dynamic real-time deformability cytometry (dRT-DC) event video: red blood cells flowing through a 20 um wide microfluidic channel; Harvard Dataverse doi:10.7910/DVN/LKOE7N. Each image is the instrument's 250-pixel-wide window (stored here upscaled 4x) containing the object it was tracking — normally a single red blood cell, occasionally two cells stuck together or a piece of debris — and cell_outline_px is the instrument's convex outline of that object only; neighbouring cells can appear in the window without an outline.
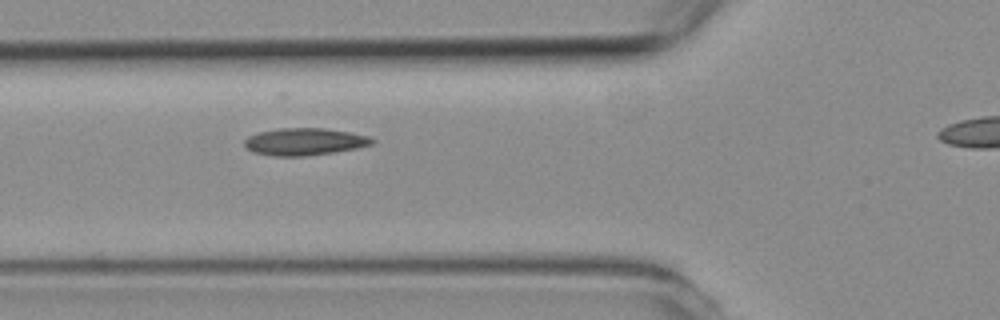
{"species": "common noctule bat (a hibernating species)", "species_latin": "Nyctalus noctula", "temperature_condition": "room temperature", "stored_images_in_passage": 4, "segment_of_instrument_passage": [1, 2], "camera_frame_rate_fps": 3000, "um_per_image_px": 0.085, "animal": {"sex": "female", "body_mass_g": 19.3, "forearm_length_mm": 54.1}, "frame": {"image": 1, "passage_image": 3, "time_ms": 2.333, "image_size_px": [1000, 320], "cell_outline_px": [[376, 140], [372, 144], [356, 148], [332, 152], [304, 156], [272, 156], [252, 152], [244, 144], [244, 140], [248, 136], [260, 132], [280, 128], [324, 128], [348, 132], [368, 136]], "centroid_in_image_um": [25.86, 12.04], "position_along_channel_um": 99.9, "area_um2": 20.06}}